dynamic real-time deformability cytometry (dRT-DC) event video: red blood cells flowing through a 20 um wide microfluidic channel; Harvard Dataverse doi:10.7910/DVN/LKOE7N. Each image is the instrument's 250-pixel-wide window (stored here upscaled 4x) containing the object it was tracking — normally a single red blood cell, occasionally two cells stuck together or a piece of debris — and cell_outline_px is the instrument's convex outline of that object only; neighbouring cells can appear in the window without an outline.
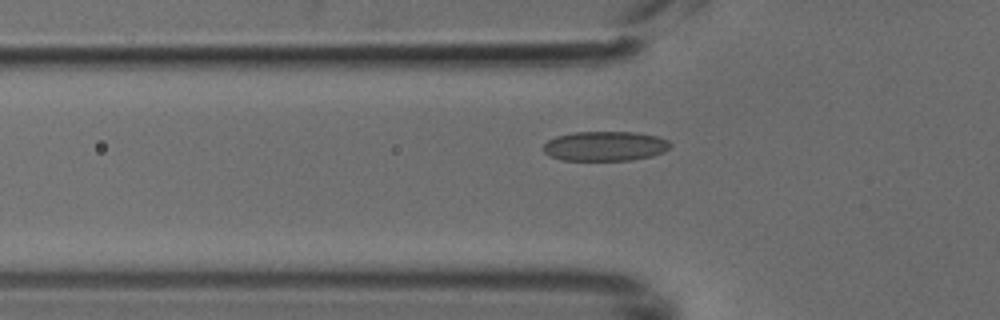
{"species": "common noctule bat (a hibernating species)", "species_latin": "Nyctalus noctula", "temperature_condition": "cold", "stored_images_in_passage": 41, "camera_frame_rate_fps": 3000, "um_per_image_px": 0.085, "animal": {"sex": "male", "body_mass_g": 18.8}, "frame": {"image": 1, "passage_image": 14, "time_ms": 4.333, "image_size_px": [1000, 320], "cell_outline_px": [[672, 144], [664, 152], [652, 156], [632, 160], [560, 160], [544, 152], [544, 144], [548, 140], [556, 136], [572, 132], [636, 132], [656, 136], [668, 140]], "centroid_in_image_um": [51.44, 12.41], "position_along_channel_um": 74.4, "area_um2": 21.96}}
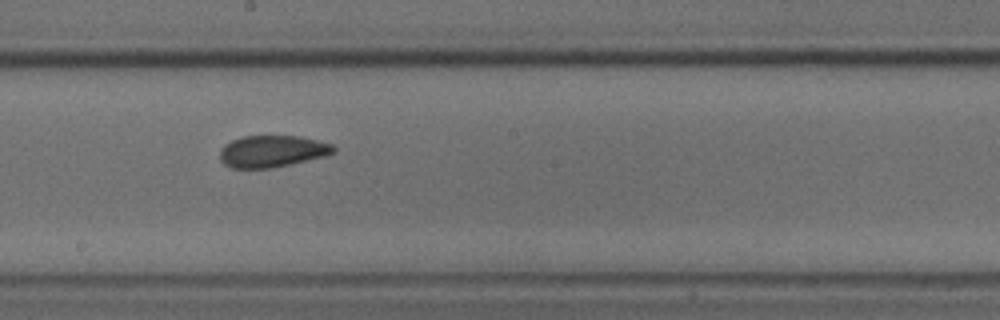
{"frame": {"image": 2, "passage_image": 25, "time_ms": 8.0, "image_size_px": [1000, 320], "cell_outline_px": [[336, 152], [324, 156], [272, 168], [228, 168], [220, 160], [220, 148], [224, 144], [232, 140], [244, 136], [300, 136], [332, 144], [336, 148]], "centroid_in_image_um": [23.1, 12.86], "position_along_channel_um": 225.1, "area_um2": 21.1}}
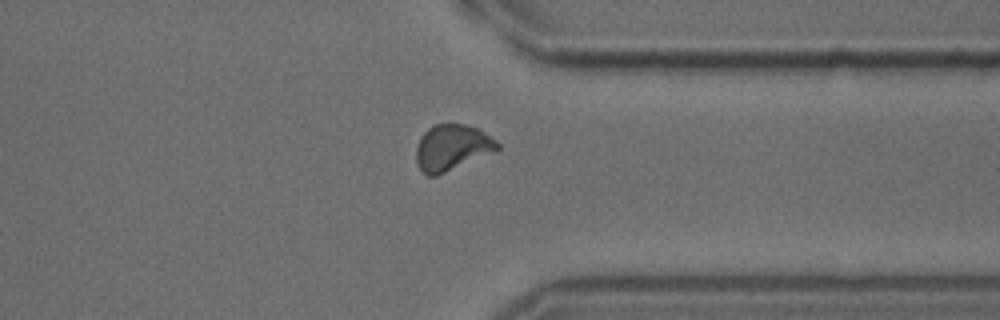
{"frame": {"image": 3, "passage_image": 36, "time_ms": 11.667, "image_size_px": [1000, 320], "cell_outline_px": [[500, 148], [436, 176], [428, 176], [416, 164], [416, 148], [420, 136], [428, 128], [436, 124], [464, 124], [480, 128], [496, 140], [500, 144]], "centroid_in_image_um": [38.4, 12.51], "position_along_channel_um": 373.0, "area_um2": 21.56}}